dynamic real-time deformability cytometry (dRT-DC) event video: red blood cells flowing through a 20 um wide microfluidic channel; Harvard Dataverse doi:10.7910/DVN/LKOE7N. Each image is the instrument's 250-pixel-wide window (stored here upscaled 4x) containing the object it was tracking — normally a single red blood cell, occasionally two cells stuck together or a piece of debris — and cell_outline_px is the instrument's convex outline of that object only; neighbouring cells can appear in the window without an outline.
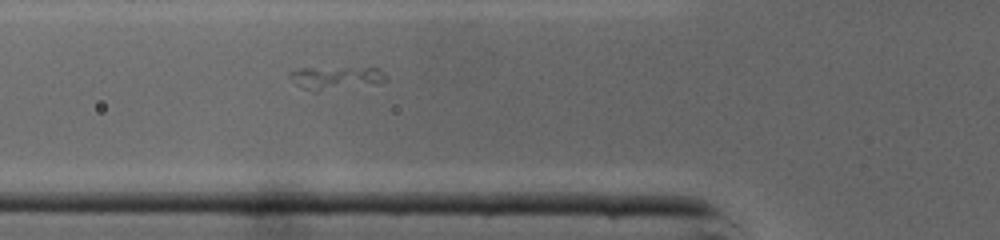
{"species": "common noctule bat (a hibernating species)", "species_latin": "Nyctalus noctula", "temperature_condition": "cold", "stored_images_in_passage": 18, "camera_frame_rate_fps": 3000, "um_per_image_px": 0.085, "animal": {"sex": "male", "body_mass_g": 19.0, "forearm_length_mm": 50.8}, "frame": {"image": 1, "passage_image": 3, "time_ms": 0.667, "image_size_px": [1000, 240], "cell_outline_px": [[384, 80], [316, 92], [296, 84], [288, 76], [288, 72], [300, 68], [380, 68], [384, 72]], "centroid_in_image_um": [28.42, 6.59], "position_along_channel_um": 97.4, "area_um2": 12.2}}
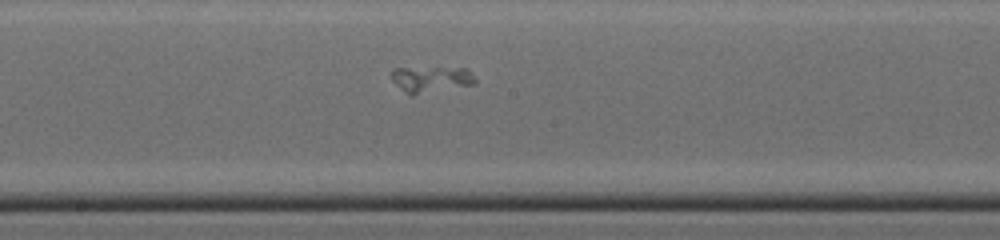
{"frame": {"image": 2, "passage_image": 11, "time_ms": 3.333, "image_size_px": [1000, 240], "cell_outline_px": [[476, 84], [412, 96], [404, 92], [392, 80], [388, 72], [396, 68], [464, 68], [476, 80]], "centroid_in_image_um": [36.58, 6.76], "position_along_channel_um": 211.6, "area_um2": 12.83}}
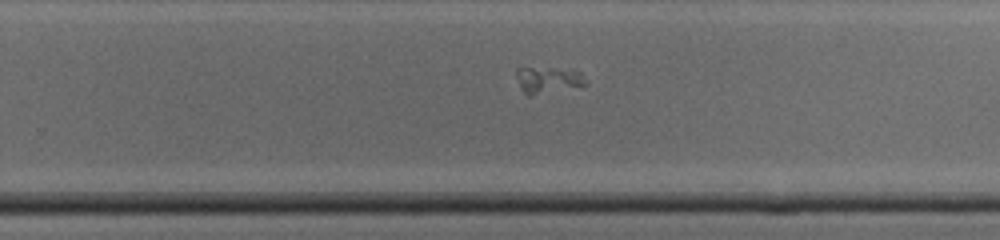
{"frame": {"image": 3, "passage_image": 16, "time_ms": 5.0, "image_size_px": [1000, 240], "cell_outline_px": [[588, 84], [532, 96], [528, 96], [520, 88], [516, 76], [516, 68], [552, 68], [580, 72]], "centroid_in_image_um": [46.53, 6.81], "position_along_channel_um": 283.3, "area_um2": 10.52}}